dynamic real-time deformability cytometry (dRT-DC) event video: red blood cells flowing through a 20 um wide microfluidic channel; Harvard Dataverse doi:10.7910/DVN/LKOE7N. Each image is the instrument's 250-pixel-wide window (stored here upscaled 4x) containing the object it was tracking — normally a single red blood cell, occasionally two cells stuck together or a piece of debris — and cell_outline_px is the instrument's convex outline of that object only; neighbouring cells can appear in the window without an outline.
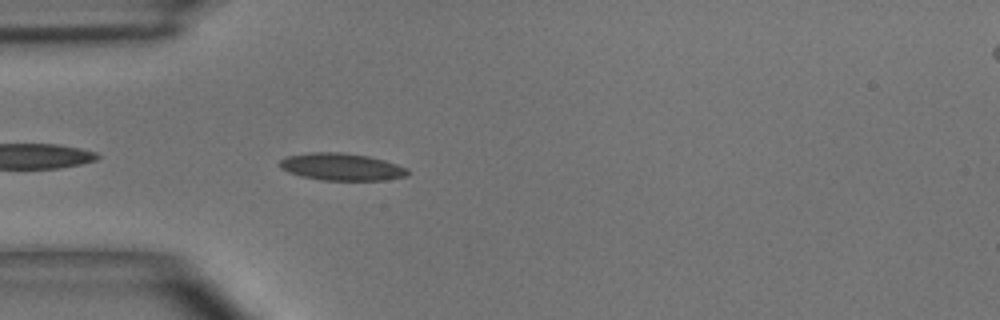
{"species": "common noctule bat (a hibernating species)", "species_latin": "Nyctalus noctula", "temperature_condition": "room temperature", "stored_images_in_passage": 3, "camera_frame_rate_fps": 3000, "um_per_image_px": 0.085, "animal": {"sex": "male", "body_mass_g": 15.6}, "frame": {"image": 1, "passage_image": 3, "time_ms": 2.667, "image_size_px": [1000, 320], "cell_outline_px": [[408, 172], [404, 176], [384, 180], [320, 180], [300, 176], [288, 172], [280, 168], [280, 160], [288, 156], [312, 152], [340, 152], [368, 156], [384, 160], [408, 168]], "centroid_in_image_um": [29.0, 14.18], "position_along_channel_um": 56.0, "area_um2": 20.17}}